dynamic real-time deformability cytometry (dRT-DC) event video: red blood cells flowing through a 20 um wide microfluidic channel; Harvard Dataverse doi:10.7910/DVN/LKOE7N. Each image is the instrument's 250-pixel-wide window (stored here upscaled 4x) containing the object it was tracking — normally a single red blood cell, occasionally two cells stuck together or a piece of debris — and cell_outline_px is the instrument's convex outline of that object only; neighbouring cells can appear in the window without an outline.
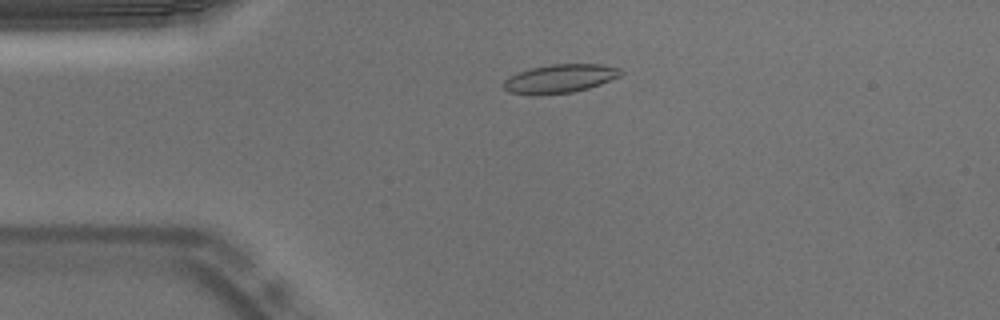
{"species": "Egyptian fruit bat (a non-hibernating species)", "species_latin": "Rousettus aegyptiacus", "temperature_condition": "warm", "stored_images_in_passage": 11, "camera_frame_rate_fps": 3000, "um_per_image_px": 0.085, "animal": {"sex": "male"}, "frame": {"image": 1, "passage_image": 10, "time_ms": 3.0, "image_size_px": [1000, 320], "cell_outline_px": [[624, 72], [620, 76], [600, 84], [588, 88], [572, 92], [540, 96], [536, 96], [508, 92], [504, 88], [504, 80], [508, 76], [532, 68], [552, 64], [600, 64], [620, 68]], "centroid_in_image_um": [47.58, 6.7], "position_along_channel_um": 37.4, "area_um2": 19.65}}